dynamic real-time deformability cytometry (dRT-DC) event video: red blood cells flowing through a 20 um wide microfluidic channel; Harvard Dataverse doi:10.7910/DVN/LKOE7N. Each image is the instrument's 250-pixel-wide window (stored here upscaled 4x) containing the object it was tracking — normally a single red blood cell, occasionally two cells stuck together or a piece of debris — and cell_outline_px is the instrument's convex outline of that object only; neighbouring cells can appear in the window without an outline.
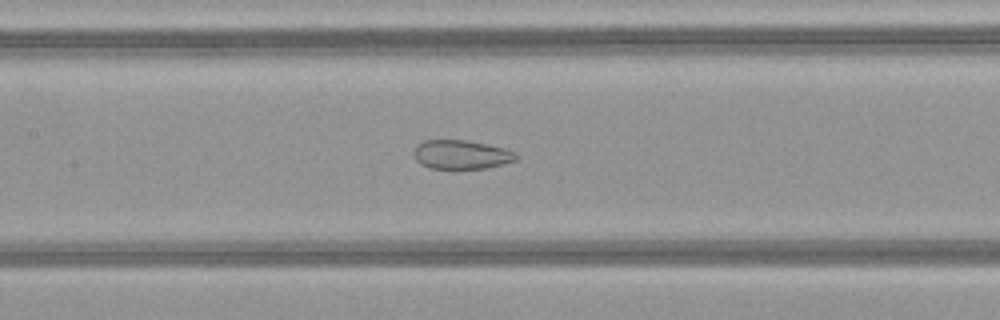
{"species": "common noctule bat (a hibernating species)", "species_latin": "Nyctalus noctula", "temperature_condition": "warm", "stored_images_in_passage": 50, "camera_frame_rate_fps": 3000, "um_per_image_px": 0.085, "animal": {"sex": "female", "body_mass_g": 21.9}, "frame": {"image": 1, "passage_image": 24, "time_ms": 7.667, "image_size_px": [1000, 320], "cell_outline_px": [[520, 156], [516, 160], [488, 168], [452, 172], [428, 168], [420, 164], [416, 160], [416, 144], [424, 140], [464, 140], [504, 148], [516, 152]], "centroid_in_image_um": [39.21, 13.2], "position_along_channel_um": 168.2, "area_um2": 17.98}}
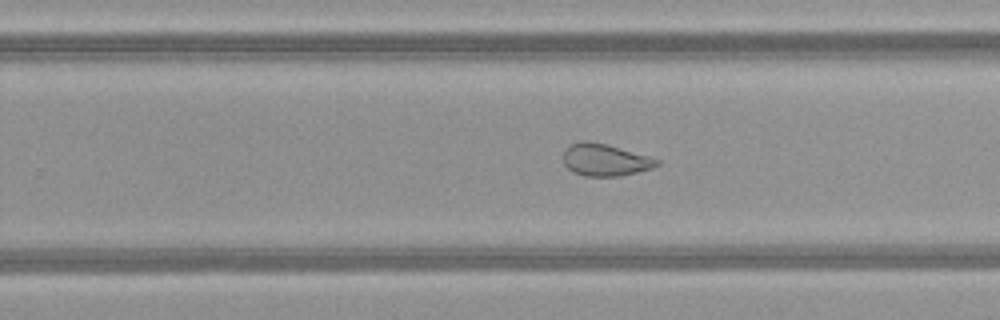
{"frame": {"image": 2, "passage_image": 32, "time_ms": 10.333, "image_size_px": [1000, 320], "cell_outline_px": [[660, 164], [652, 168], [620, 176], [584, 176], [572, 172], [564, 164], [564, 152], [572, 144], [580, 140], [588, 140], [608, 144], [648, 156], [660, 160]], "centroid_in_image_um": [51.43, 13.59], "position_along_channel_um": 278.4, "area_um2": 17.51}}
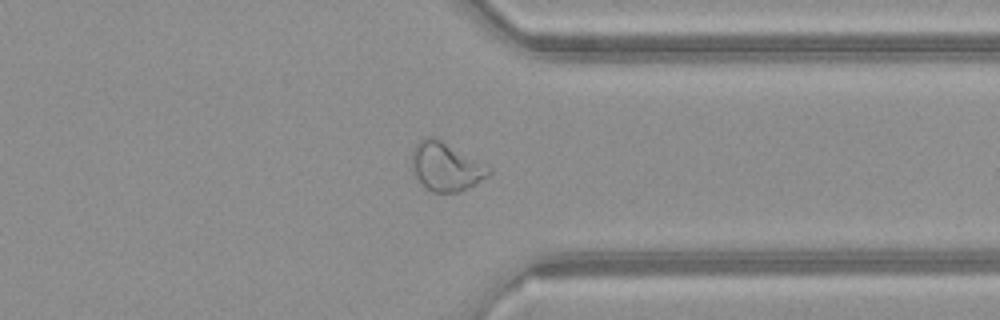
{"frame": {"image": 3, "passage_image": 39, "time_ms": 12.667, "image_size_px": [1000, 320], "cell_outline_px": [[492, 172], [488, 176], [476, 184], [468, 188], [456, 192], [432, 192], [424, 188], [420, 184], [412, 172], [412, 152], [416, 144], [424, 136], [432, 136], [440, 140], [492, 168]], "centroid_in_image_um": [37.87, 14.19], "position_along_channel_um": 373.5, "area_um2": 21.73}, "authors_computed_cell_mechanics": {"area_um2": 24.7673, "velocity_mm_per_s": 4.1462, "shape_relaxation_time_tau1_ms": null, "shape_relaxation_time_tau2_ms": 0.9981, "deformation_change_tau1": null, "deformation_change_tau2": 0.0746}}